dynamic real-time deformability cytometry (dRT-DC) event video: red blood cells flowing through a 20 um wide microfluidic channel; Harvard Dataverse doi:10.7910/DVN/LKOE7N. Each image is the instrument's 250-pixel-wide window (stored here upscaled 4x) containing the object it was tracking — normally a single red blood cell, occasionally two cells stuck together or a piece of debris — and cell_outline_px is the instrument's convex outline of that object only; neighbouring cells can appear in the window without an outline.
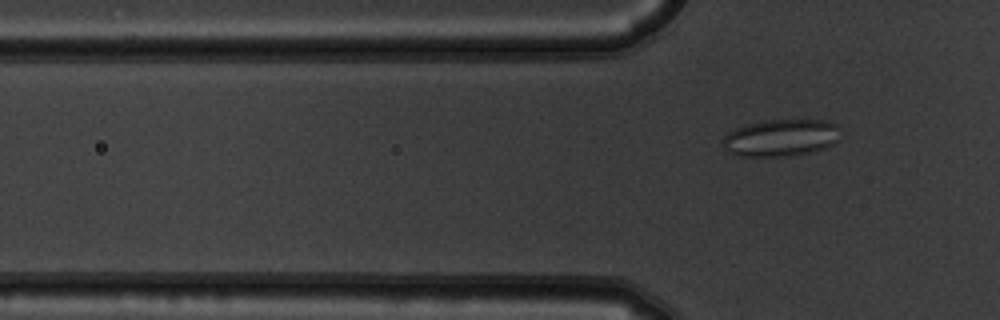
{"species": "common noctule bat (a hibernating species)", "species_latin": "Nyctalus noctula", "temperature_condition": "warm", "stored_images_in_passage": 6, "segment_of_instrument_passage": [2, 2], "camera_frame_rate_fps": 3000, "um_per_image_px": 0.085, "animal": {"sex": "male", "body_mass_g": 19.5, "forearm_length_mm": 54.6}, "frame": {"image": 1, "passage_image": 6, "time_ms": 1.667, "image_size_px": [1000, 320], "cell_outline_px": [[836, 140], [832, 144], [824, 148], [808, 152], [784, 156], [736, 156], [728, 152], [724, 148], [724, 136], [728, 132], [736, 128], [748, 124], [764, 120], [824, 120], [836, 124]], "centroid_in_image_um": [66.3, 11.71], "position_along_channel_um": 59.5, "area_um2": 24.91}}